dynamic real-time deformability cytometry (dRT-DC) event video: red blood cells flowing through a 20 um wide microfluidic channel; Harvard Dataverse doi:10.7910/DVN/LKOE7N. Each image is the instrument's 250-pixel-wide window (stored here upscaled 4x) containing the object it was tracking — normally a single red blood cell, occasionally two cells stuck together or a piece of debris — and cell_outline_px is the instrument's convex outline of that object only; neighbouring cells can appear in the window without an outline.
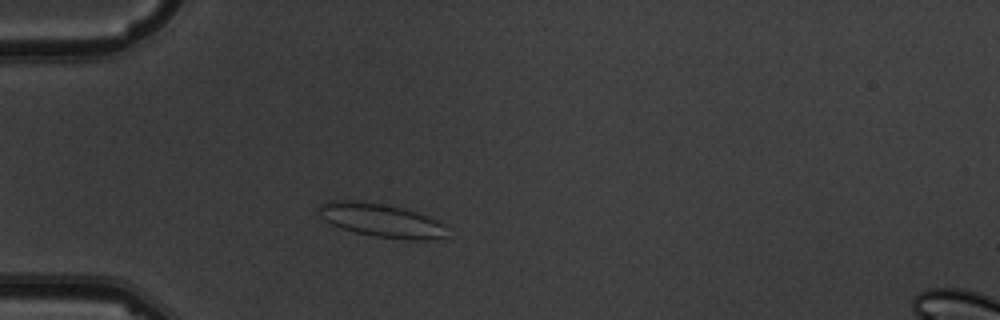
{"species": "common noctule bat (a hibernating species)", "species_latin": "Nyctalus noctula", "temperature_condition": "warm", "stored_images_in_passage": 3, "camera_frame_rate_fps": 3000, "um_per_image_px": 0.085, "animal": {"sex": "male", "body_mass_g": 19.5, "forearm_length_mm": 54.6}, "frame": {"image": 1, "passage_image": 2, "time_ms": 1.333, "image_size_px": [1000, 320], "cell_outline_px": [[444, 236], [432, 240], [404, 240], [376, 236], [356, 232], [332, 224], [324, 220], [320, 212], [320, 204], [328, 200], [348, 200], [380, 204], [400, 208], [416, 212], [428, 216], [436, 220], [440, 224]], "centroid_in_image_um": [32.36, 18.73], "position_along_channel_um": 52.6, "area_um2": 24.22}}